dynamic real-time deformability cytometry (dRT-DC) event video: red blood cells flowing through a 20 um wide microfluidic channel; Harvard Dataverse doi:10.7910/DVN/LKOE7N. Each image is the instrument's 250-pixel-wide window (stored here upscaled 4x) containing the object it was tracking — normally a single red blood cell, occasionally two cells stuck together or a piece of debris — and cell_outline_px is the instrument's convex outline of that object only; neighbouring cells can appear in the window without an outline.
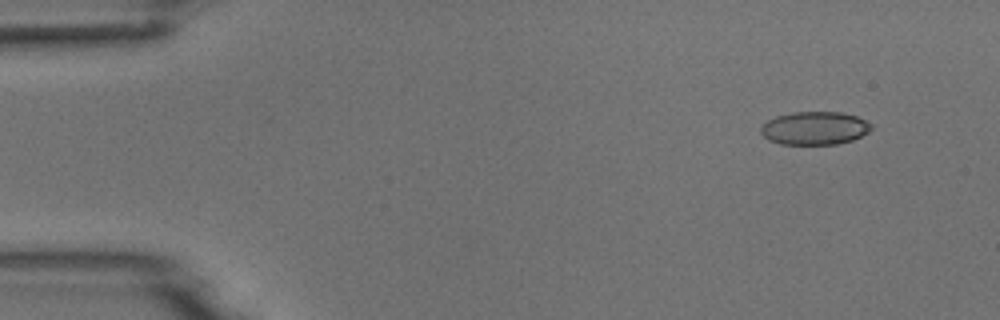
{"species": "common noctule bat (a hibernating species)", "species_latin": "Nyctalus noctula", "temperature_condition": "room temperature", "stored_images_in_passage": 4, "camera_frame_rate_fps": 3000, "um_per_image_px": 0.085, "animal": {"sex": "male", "body_mass_g": 18.8}, "frame": {"image": 1, "passage_image": 1, "time_ms": 0.0, "image_size_px": [1000, 320], "cell_outline_px": [[872, 128], [868, 132], [852, 140], [836, 144], [780, 144], [768, 140], [760, 132], [760, 128], [768, 120], [776, 116], [792, 112], [840, 112], [856, 116], [872, 124]], "centroid_in_image_um": [69.23, 10.89], "position_along_channel_um": 15.8, "area_um2": 21.27}}
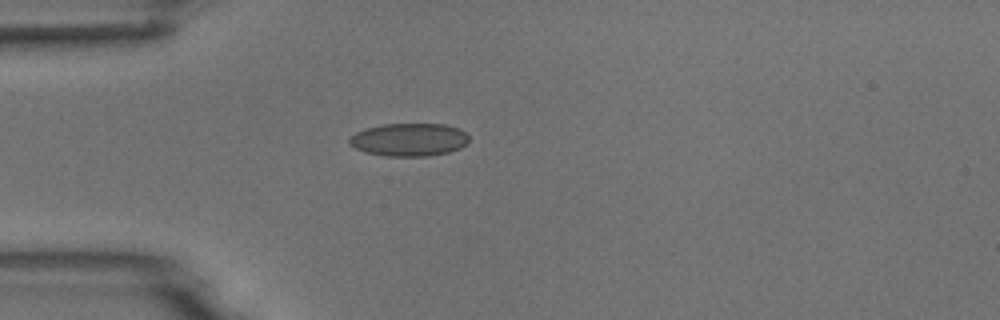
{"frame": {"image": 2, "passage_image": 4, "time_ms": 3.333, "image_size_px": [1000, 320], "cell_outline_px": [[468, 140], [460, 148], [448, 152], [428, 156], [384, 156], [364, 152], [348, 144], [348, 140], [356, 132], [380, 124], [444, 124], [456, 128], [464, 132], [468, 136]], "centroid_in_image_um": [34.73, 11.88], "position_along_channel_um": 50.3, "area_um2": 22.83}}